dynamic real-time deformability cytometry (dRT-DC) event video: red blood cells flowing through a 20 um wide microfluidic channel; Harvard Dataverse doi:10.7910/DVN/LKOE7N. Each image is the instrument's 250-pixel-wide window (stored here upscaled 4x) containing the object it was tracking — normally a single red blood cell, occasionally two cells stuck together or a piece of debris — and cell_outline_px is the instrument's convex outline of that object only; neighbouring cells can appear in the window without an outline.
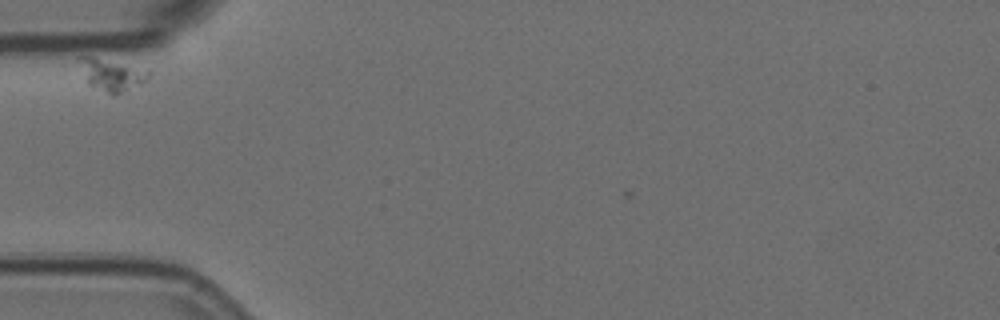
{"species": "Egyptian fruit bat (a non-hibernating species)", "species_latin": "Rousettus aegyptiacus", "temperature_condition": "room temperature", "stored_images_in_passage": 35, "camera_frame_rate_fps": 3000, "um_per_image_px": 0.085, "animal": {"sex": "female"}, "frame": {"image": 1, "passage_image": 2, "time_ms": 0.333, "image_size_px": [1000, 320], "cell_outline_px": [[152, 72], [140, 84], [116, 96], [112, 96], [88, 84], [80, 60], [80, 56], [88, 56]], "centroid_in_image_um": [9.49, 6.42], "position_along_channel_um": 75.5, "area_um2": 12.08}}
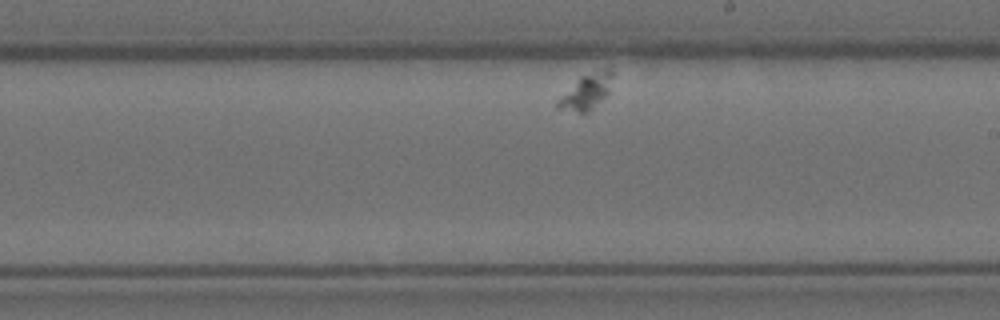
{"frame": {"image": 2, "passage_image": 21, "time_ms": 6.667, "image_size_px": [1000, 320], "cell_outline_px": [[612, 76], [608, 92], [588, 112], [580, 112], [556, 108], [556, 100], [580, 76], [608, 68], [612, 68]], "centroid_in_image_um": [49.8, 7.79], "position_along_channel_um": 239.2, "area_um2": 10.92}}
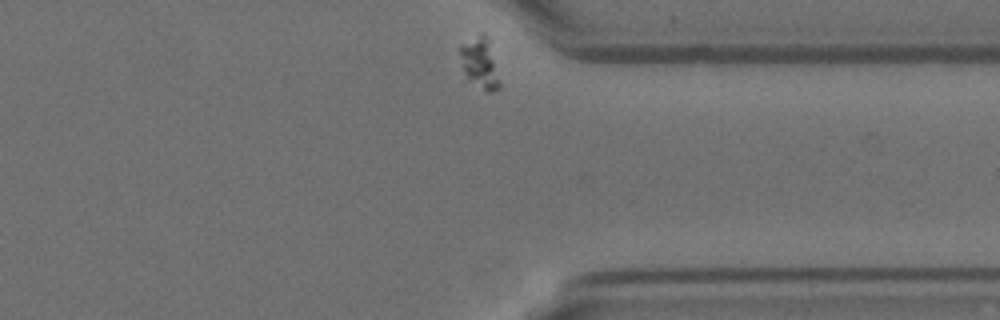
{"frame": {"image": 3, "passage_image": 35, "time_ms": 11.333, "image_size_px": [1000, 320], "cell_outline_px": [[500, 88], [488, 92], [468, 80], [456, 48], [460, 44], [480, 32], [484, 32], [500, 84]], "centroid_in_image_um": [40.7, 5.32], "position_along_channel_um": 370.7, "area_um2": 11.33}}